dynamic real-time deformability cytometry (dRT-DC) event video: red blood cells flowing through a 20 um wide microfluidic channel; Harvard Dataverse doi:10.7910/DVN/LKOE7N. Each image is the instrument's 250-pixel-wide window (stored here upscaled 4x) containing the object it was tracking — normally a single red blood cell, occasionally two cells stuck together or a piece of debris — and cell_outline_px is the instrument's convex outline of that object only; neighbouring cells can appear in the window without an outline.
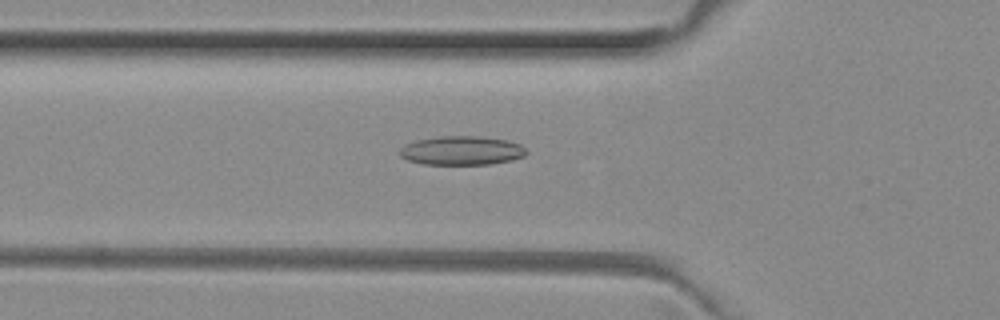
{"species": "common noctule bat (a hibernating species)", "species_latin": "Nyctalus noctula", "temperature_condition": "room temperature", "stored_images_in_passage": 52, "camera_frame_rate_fps": 3000, "um_per_image_px": 0.085, "animal": {"sex": "female", "body_mass_g": 29.2, "forearm_length_mm": 56.3}, "frame": {"image": 1, "passage_image": 18, "time_ms": 5.667, "image_size_px": [1000, 320], "cell_outline_px": [[528, 152], [524, 156], [512, 160], [492, 164], [424, 164], [408, 160], [400, 156], [400, 148], [404, 144], [416, 140], [440, 136], [480, 136], [508, 140], [520, 144]], "centroid_in_image_um": [39.25, 12.79], "position_along_channel_um": 86.5, "area_um2": 21.44}}
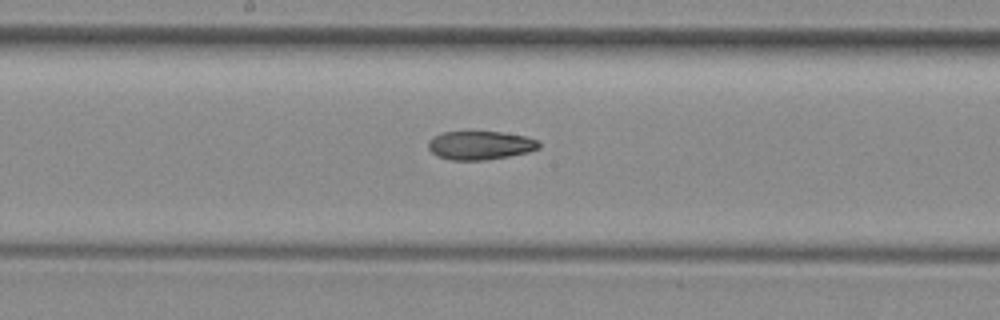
{"frame": {"image": 2, "passage_image": 27, "time_ms": 8.667, "image_size_px": [1000, 320], "cell_outline_px": [[540, 148], [528, 152], [508, 156], [484, 160], [452, 160], [436, 156], [428, 148], [428, 140], [432, 136], [444, 132], [500, 132], [524, 136], [540, 140]], "centroid_in_image_um": [40.81, 12.35], "position_along_channel_um": 207.4, "area_um2": 18.5}}
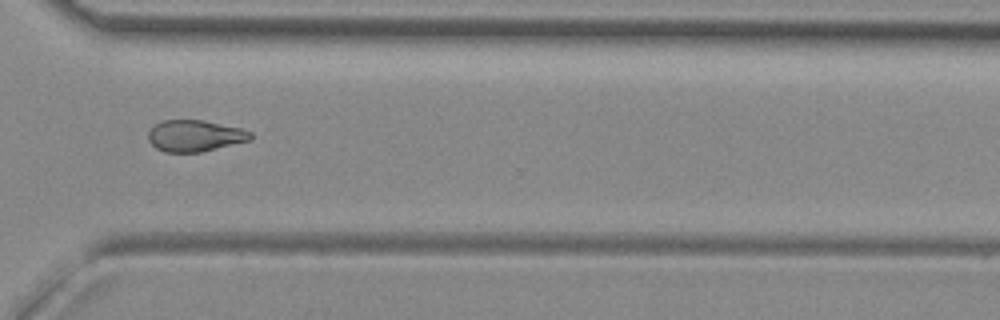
{"frame": {"image": 3, "passage_image": 38, "time_ms": 12.333, "image_size_px": [1000, 320], "cell_outline_px": [[252, 140], [200, 152], [164, 152], [156, 148], [148, 140], [148, 132], [156, 124], [164, 120], [204, 120], [240, 128], [252, 132]], "centroid_in_image_um": [16.58, 11.54], "position_along_channel_um": 354.0, "area_um2": 18.73}, "authors_computed_cell_mechanics": {"area_um2": 19.7965, "velocity_mm_per_s": 4.0052, "shape_relaxation_time_tau1_ms": null, "shape_relaxation_time_tau2_ms": 8.7787, "deformation_change_tau1": null, "deformation_change_tau2": 0.1487}}